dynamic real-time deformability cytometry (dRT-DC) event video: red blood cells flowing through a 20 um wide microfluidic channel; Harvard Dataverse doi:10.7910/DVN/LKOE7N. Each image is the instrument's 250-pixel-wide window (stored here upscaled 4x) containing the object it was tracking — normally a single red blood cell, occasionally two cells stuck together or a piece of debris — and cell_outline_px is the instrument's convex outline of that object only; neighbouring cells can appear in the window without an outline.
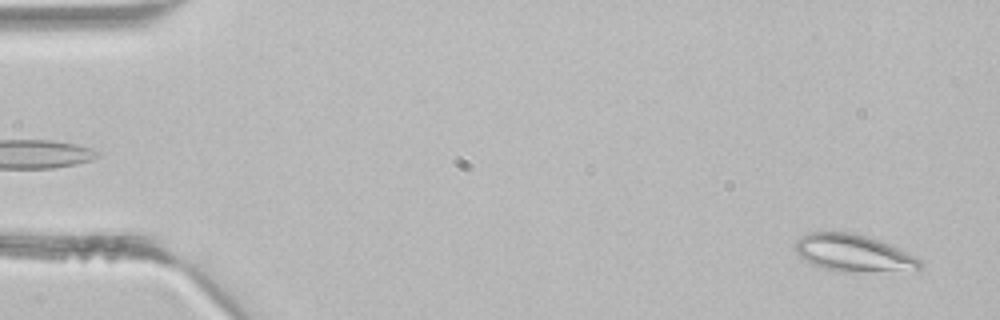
{"species": "common noctule bat (a hibernating species)", "species_latin": "Nyctalus noctula", "temperature_condition": "room temperature", "stored_images_in_passage": 42, "camera_frame_rate_fps": 3000, "um_per_image_px": 0.085, "animal": {"sex": "male", "body_mass_g": 21.5, "forearm_length_mm": 52.0}, "frame": {"image": 1, "passage_image": 2, "time_ms": 0.333, "image_size_px": [1000, 320], "cell_outline_px": [[924, 264], [916, 272], [836, 272], [812, 264], [800, 256], [796, 252], [796, 240], [800, 236], [808, 232], [852, 232], [868, 236], [880, 240], [920, 260]], "centroid_in_image_um": [72.57, 21.54], "position_along_channel_um": 12.4, "area_um2": 27.4}}
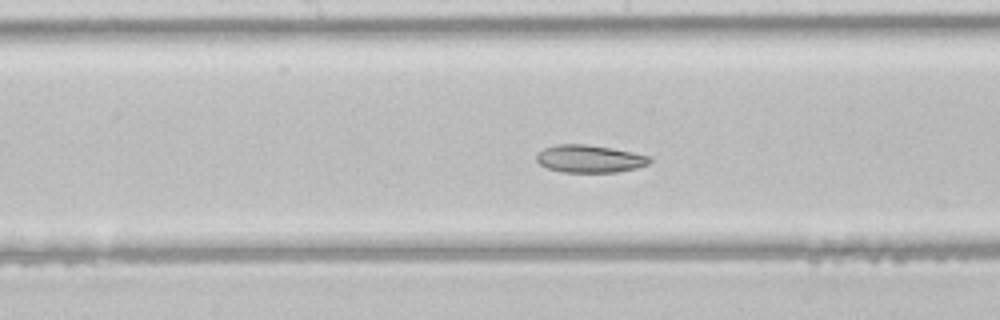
{"frame": {"image": 2, "passage_image": 22, "time_ms": 7.0, "image_size_px": [1000, 320], "cell_outline_px": [[652, 160], [648, 164], [636, 168], [616, 172], [564, 172], [548, 168], [540, 164], [536, 160], [536, 152], [544, 148], [556, 144], [584, 144], [612, 148], [652, 156]], "centroid_in_image_um": [50.11, 13.49], "position_along_channel_um": 198.1, "area_um2": 18.26}}
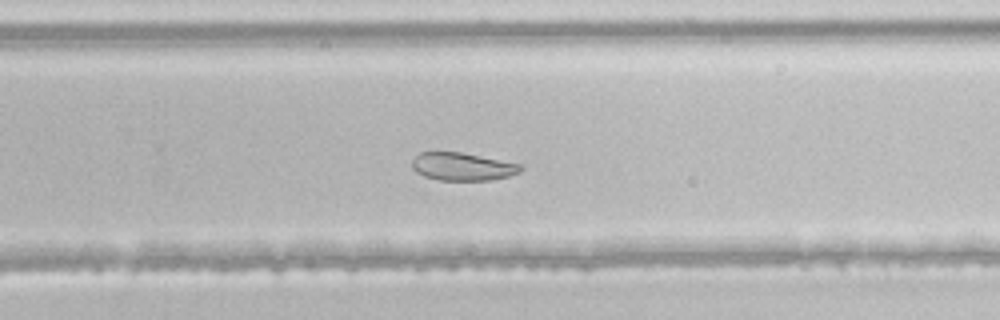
{"frame": {"image": 3, "passage_image": 28, "time_ms": 9.0, "image_size_px": [1000, 320], "cell_outline_px": [[524, 168], [520, 172], [508, 176], [492, 180], [440, 180], [424, 176], [416, 172], [412, 168], [412, 160], [420, 152], [460, 152], [520, 164]], "centroid_in_image_um": [39.3, 14.16], "position_along_channel_um": 290.5, "area_um2": 17.51}}